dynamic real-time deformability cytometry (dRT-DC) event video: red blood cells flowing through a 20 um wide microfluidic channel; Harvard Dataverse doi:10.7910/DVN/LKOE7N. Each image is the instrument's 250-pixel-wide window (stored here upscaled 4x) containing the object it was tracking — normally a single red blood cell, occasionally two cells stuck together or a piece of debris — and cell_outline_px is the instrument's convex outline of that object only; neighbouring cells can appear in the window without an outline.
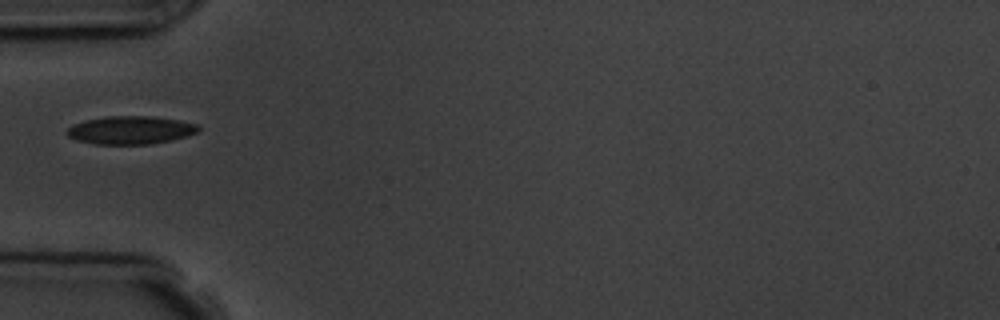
{"species": "common noctule bat (a hibernating species)", "species_latin": "Nyctalus noctula", "temperature_condition": "room temperature", "stored_images_in_passage": 3, "camera_frame_rate_fps": 3000, "um_per_image_px": 0.085, "animal": {"sex": "male", "body_mass_g": 19.5, "forearm_length_mm": 54.6}, "frame": {"image": 1, "passage_image": 1, "time_ms": 0.0, "image_size_px": [1000, 320], "cell_outline_px": [[200, 128], [196, 132], [188, 136], [172, 140], [152, 144], [96, 144], [76, 140], [68, 136], [64, 132], [72, 124], [84, 120], [108, 116], [152, 116], [180, 120], [200, 124]], "centroid_in_image_um": [11.1, 11.05], "position_along_channel_um": 73.9, "area_um2": 21.79}}